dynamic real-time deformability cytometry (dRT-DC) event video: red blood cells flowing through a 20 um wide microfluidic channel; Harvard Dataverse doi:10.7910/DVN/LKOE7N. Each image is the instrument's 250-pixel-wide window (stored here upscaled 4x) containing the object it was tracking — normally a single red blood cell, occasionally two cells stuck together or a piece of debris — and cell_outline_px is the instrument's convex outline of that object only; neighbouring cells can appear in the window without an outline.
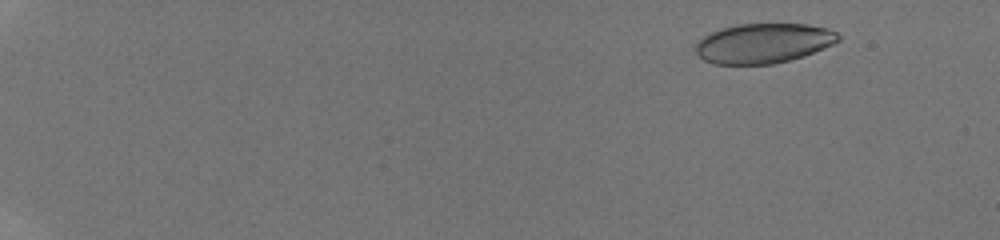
{"species": "human", "species_latin": "Homo sapiens", "temperature_condition": "room temperature", "stored_images_in_passage": 53, "camera_frame_rate_fps": 3000, "um_per_image_px": 0.085, "donor": {"sex": "male"}, "frame": {"image": 1, "passage_image": 7, "time_ms": 2.0, "image_size_px": [1000, 240], "cell_outline_px": [[840, 40], [824, 48], [804, 56], [772, 64], [712, 64], [704, 60], [696, 52], [696, 44], [704, 36], [720, 28], [736, 24], [808, 24], [828, 28], [836, 32], [840, 36]], "centroid_in_image_um": [64.9, 3.67], "position_along_channel_um": 20.1, "area_um2": 33.06}}
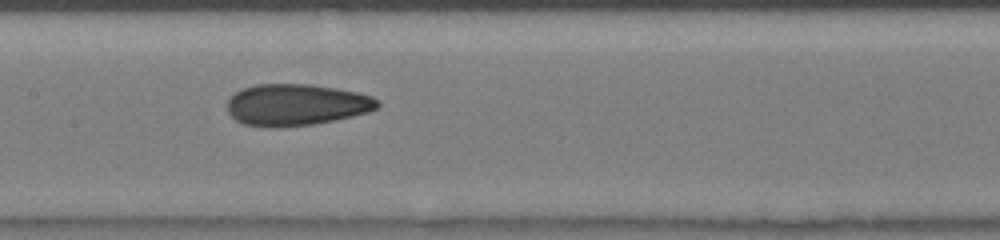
{"frame": {"image": 2, "passage_image": 31, "time_ms": 10.0, "image_size_px": [1000, 240], "cell_outline_px": [[380, 104], [376, 108], [368, 112], [336, 120], [312, 124], [280, 128], [276, 128], [244, 124], [236, 120], [228, 112], [228, 100], [236, 92], [244, 88], [256, 84], [312, 84], [336, 88], [356, 92], [372, 96], [380, 100]], "centroid_in_image_um": [25.2, 8.91], "position_along_channel_um": 182.2, "area_um2": 36.47}}
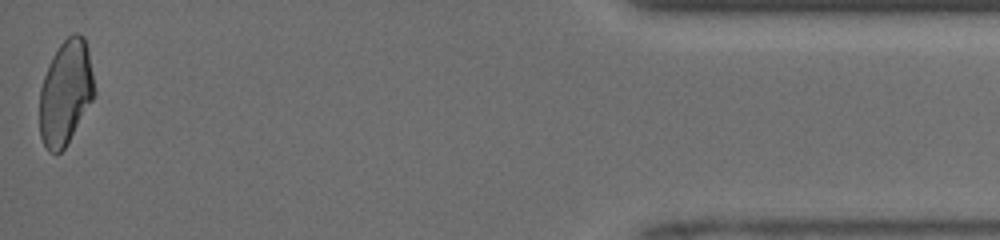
{"frame": {"image": 3, "passage_image": 53, "time_ms": 17.333, "image_size_px": [1000, 240], "cell_outline_px": [[96, 92], [92, 100], [64, 148], [60, 152], [48, 152], [40, 136], [40, 88], [44, 76], [52, 56], [60, 44], [72, 32], [76, 32], [84, 36], [88, 52]], "centroid_in_image_um": [5.57, 7.84], "position_along_channel_um": 429.6, "area_um2": 33.0}, "authors_computed_cell_mechanics": {"area_um2": 35.2002, "velocity_mm_per_s": 4.2352, "shape_relaxation_time_tau1_ms": null, "shape_relaxation_time_tau2_ms": 1.4095, "deformation_change_tau1": null, "deformation_change_tau2": 0.0791}}